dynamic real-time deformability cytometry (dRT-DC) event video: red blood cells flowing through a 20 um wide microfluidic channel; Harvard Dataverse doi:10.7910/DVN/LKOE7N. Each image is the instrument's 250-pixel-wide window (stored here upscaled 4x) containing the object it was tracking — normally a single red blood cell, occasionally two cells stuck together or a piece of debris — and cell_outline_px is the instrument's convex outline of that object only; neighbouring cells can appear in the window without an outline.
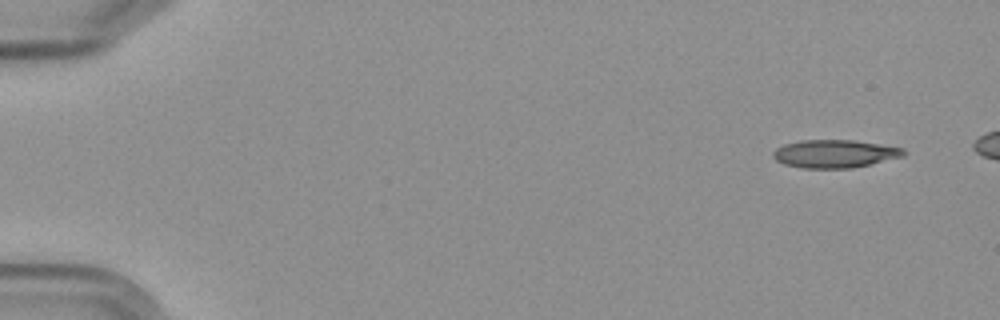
{"species": "Egyptian fruit bat (a non-hibernating species)", "species_latin": "Rousettus aegyptiacus", "temperature_condition": "cold", "stored_images_in_passage": 5, "camera_frame_rate_fps": 3000, "um_per_image_px": 0.085, "frame": {"image": 1, "passage_image": 1, "time_ms": 0.0, "image_size_px": [1000, 320], "cell_outline_px": [[908, 152], [904, 156], [852, 168], [800, 168], [784, 164], [776, 160], [772, 156], [772, 152], [776, 148], [784, 144], [800, 140], [852, 140], [904, 148]], "centroid_in_image_um": [70.93, 13.07], "position_along_channel_um": 14.1, "area_um2": 21.33}}